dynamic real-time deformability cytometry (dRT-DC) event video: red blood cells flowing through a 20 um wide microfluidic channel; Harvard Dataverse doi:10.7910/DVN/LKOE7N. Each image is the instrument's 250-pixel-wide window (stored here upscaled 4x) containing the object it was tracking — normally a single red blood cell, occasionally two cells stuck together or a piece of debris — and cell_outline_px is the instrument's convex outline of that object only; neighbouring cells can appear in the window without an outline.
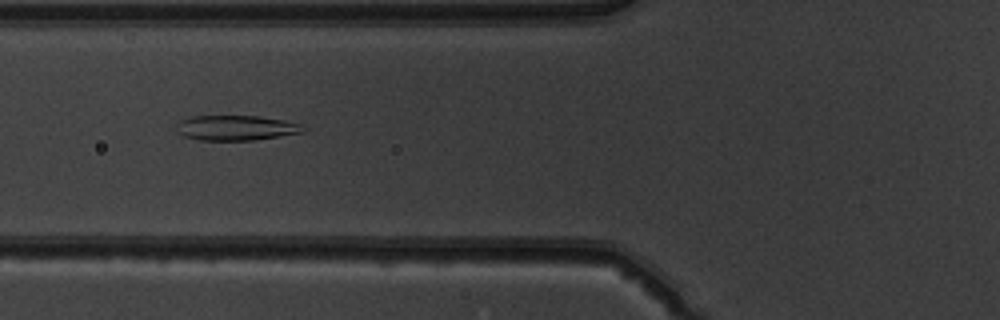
{"species": "common noctule bat (a hibernating species)", "species_latin": "Nyctalus noctula", "temperature_condition": "warm", "stored_images_in_passage": 50, "camera_frame_rate_fps": 3000, "um_per_image_px": 0.085, "animal": {"sex": "male", "body_mass_g": 19.5, "forearm_length_mm": 54.6}, "frame": {"image": 1, "passage_image": 20, "time_ms": 6.333, "image_size_px": [1000, 320], "cell_outline_px": [[304, 132], [256, 140], [200, 140], [184, 136], [176, 132], [176, 124], [180, 120], [192, 116], [260, 116], [284, 120], [300, 124]], "centroid_in_image_um": [20.01, 10.87], "position_along_channel_um": 105.8, "area_um2": 18.5}}
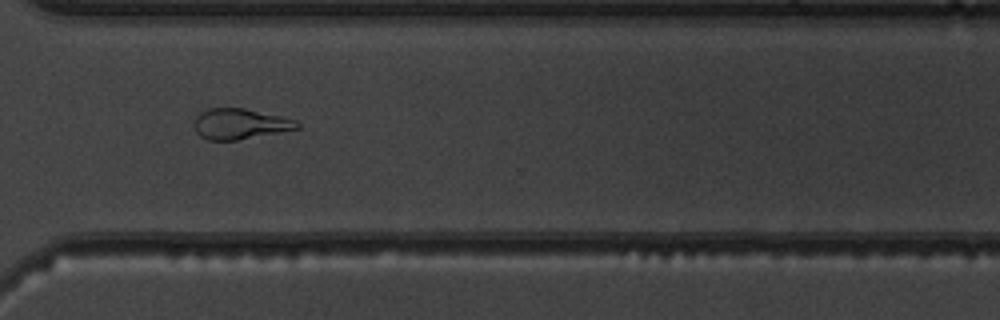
{"frame": {"image": 2, "passage_image": 38, "time_ms": 12.333, "image_size_px": [1000, 320], "cell_outline_px": [[300, 128], [236, 140], [208, 140], [200, 136], [196, 132], [196, 116], [200, 112], [208, 108], [244, 108], [280, 116], [296, 120], [300, 124]], "centroid_in_image_um": [20.4, 10.53], "position_along_channel_um": 350.2, "area_um2": 18.09}}
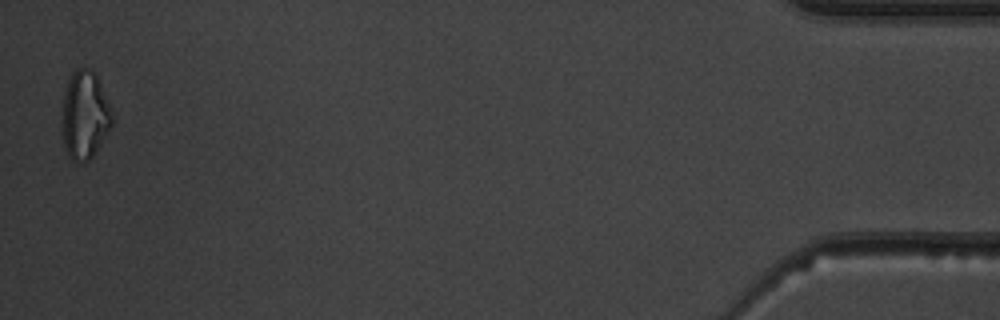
{"frame": {"image": 3, "passage_image": 50, "time_ms": 16.333, "image_size_px": [1000, 320], "cell_outline_px": [[112, 124], [100, 144], [92, 156], [84, 164], [76, 164], [68, 156], [64, 148], [64, 96], [68, 80], [72, 72], [76, 68], [88, 68], [96, 72], [112, 112]], "centroid_in_image_um": [7.22, 9.79], "position_along_channel_um": 428.0, "area_um2": 25.32}, "authors_computed_cell_mechanics": {"area_um2": 21.2993, "velocity_mm_per_s": 4.0863, "shape_relaxation_time_tau1_ms": null, "shape_relaxation_time_tau2_ms": 2.4387, "deformation_change_tau1": null, "deformation_change_tau2": 0.1112}}